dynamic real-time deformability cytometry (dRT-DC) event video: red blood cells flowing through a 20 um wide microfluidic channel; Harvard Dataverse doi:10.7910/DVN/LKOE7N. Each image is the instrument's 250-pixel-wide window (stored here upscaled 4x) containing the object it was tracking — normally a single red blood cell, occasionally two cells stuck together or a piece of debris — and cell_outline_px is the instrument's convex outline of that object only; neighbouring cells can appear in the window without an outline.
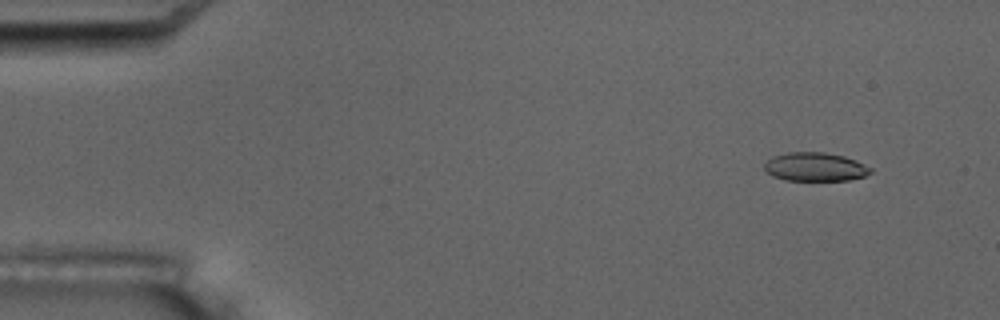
{"species": "common noctule bat (a hibernating species)", "species_latin": "Nyctalus noctula", "temperature_condition": "room temperature", "stored_images_in_passage": 16, "camera_frame_rate_fps": 3000, "um_per_image_px": 0.085, "animal": {"sex": "male", "body_mass_g": 17.5, "forearm_length_mm": 52.3}, "frame": {"image": 1, "passage_image": 1, "time_ms": 0.0, "image_size_px": [1000, 320], "cell_outline_px": [[872, 172], [864, 176], [848, 180], [784, 180], [772, 176], [764, 168], [764, 164], [772, 156], [788, 152], [824, 152], [844, 156], [856, 160], [872, 168]], "centroid_in_image_um": [69.29, 14.18], "position_along_channel_um": 15.7, "area_um2": 17.74}}
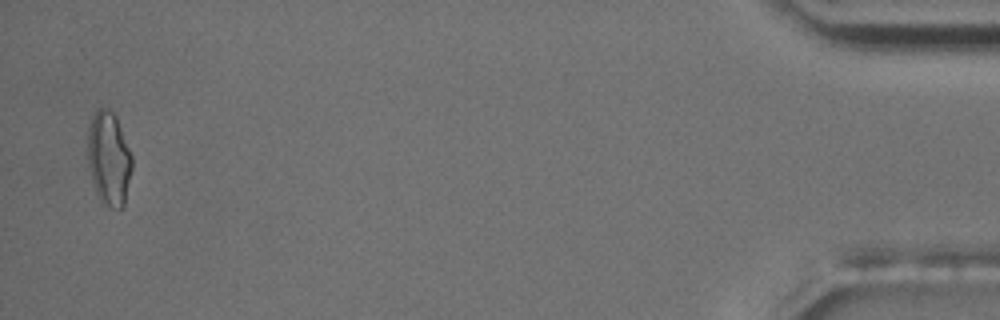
{"frame": {"image": 2, "passage_image": 16, "time_ms": 17.333, "image_size_px": [1000, 320], "cell_outline_px": [[132, 168], [124, 204], [120, 208], [112, 208], [100, 204], [92, 180], [88, 164], [88, 128], [92, 116], [96, 108], [108, 108], [116, 116], [132, 156]], "centroid_in_image_um": [9.24, 13.48], "position_along_channel_um": 426.0, "area_um2": 24.33}, "authors_computed_cell_mechanics": {"area_um2": 18.9584, "velocity_mm_per_s": 3.4814, "shape_relaxation_time_tau1_ms": null, "shape_relaxation_time_tau2_ms": 1.9021, "deformation_change_tau1": null, "deformation_change_tau2": 0.0822}}